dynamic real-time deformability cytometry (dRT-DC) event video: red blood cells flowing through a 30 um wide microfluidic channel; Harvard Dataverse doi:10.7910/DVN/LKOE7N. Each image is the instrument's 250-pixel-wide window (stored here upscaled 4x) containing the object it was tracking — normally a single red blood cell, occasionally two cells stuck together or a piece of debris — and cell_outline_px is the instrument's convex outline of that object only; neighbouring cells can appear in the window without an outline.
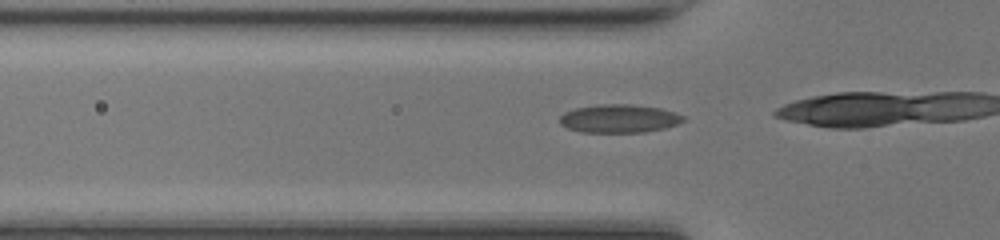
{"species": "common noctule bat (a hibernating species)", "species_latin": "Nyctalus noctula", "temperature_condition": "room temperature", "stored_images_in_passage": 13, "camera_frame_rate_fps": 3000, "um_per_image_px": 0.085, "animal": {"sex": "female", "body_mass_g": 17.0, "forearm_length_mm": 48.0}, "frame": {"image": 1, "passage_image": 8, "time_ms": 2.333, "image_size_px": [1000, 240], "cell_outline_px": [[684, 120], [676, 124], [664, 128], [644, 132], [580, 132], [568, 128], [560, 124], [560, 116], [564, 112], [576, 108], [600, 104], [628, 104], [660, 108], [676, 112], [684, 116]], "centroid_in_image_um": [52.61, 10.08], "position_along_channel_um": 73.2, "area_um2": 20.29}}
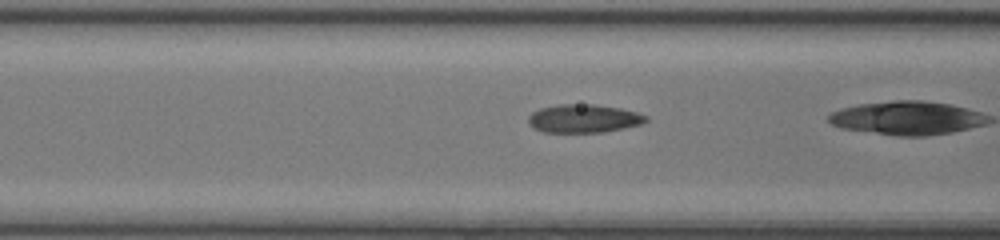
{"frame": {"image": 2, "passage_image": 11, "time_ms": 3.333, "image_size_px": [1000, 240], "cell_outline_px": [[648, 120], [640, 124], [624, 128], [604, 132], [544, 132], [532, 128], [528, 124], [528, 116], [532, 112], [540, 108], [556, 104], [592, 104], [620, 108], [636, 112], [648, 116]], "centroid_in_image_um": [49.58, 10.07], "position_along_channel_um": 117.0, "area_um2": 19.54}}